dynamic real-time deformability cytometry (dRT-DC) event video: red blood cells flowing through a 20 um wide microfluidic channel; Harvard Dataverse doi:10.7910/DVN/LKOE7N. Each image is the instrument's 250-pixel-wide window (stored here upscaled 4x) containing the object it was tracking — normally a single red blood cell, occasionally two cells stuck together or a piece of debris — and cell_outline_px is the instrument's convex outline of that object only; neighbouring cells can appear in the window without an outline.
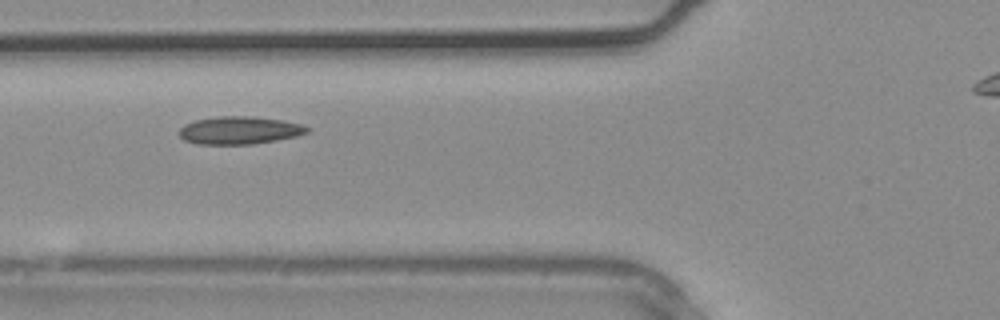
{"species": "common noctule bat (a hibernating species)", "species_latin": "Nyctalus noctula", "temperature_condition": "warm", "stored_images_in_passage": 4, "camera_frame_rate_fps": 3000, "um_per_image_px": 0.085, "animal": {"sex": "male", "body_mass_g": 20.4}, "frame": {"image": 1, "passage_image": 4, "time_ms": 1.0, "image_size_px": [1000, 320], "cell_outline_px": [[312, 128], [308, 132], [296, 136], [276, 140], [252, 144], [196, 144], [184, 140], [180, 136], [180, 128], [184, 124], [196, 120], [216, 116], [248, 116], [284, 120], [300, 124]], "centroid_in_image_um": [20.36, 11.07], "position_along_channel_um": 105.4, "area_um2": 20.69}}